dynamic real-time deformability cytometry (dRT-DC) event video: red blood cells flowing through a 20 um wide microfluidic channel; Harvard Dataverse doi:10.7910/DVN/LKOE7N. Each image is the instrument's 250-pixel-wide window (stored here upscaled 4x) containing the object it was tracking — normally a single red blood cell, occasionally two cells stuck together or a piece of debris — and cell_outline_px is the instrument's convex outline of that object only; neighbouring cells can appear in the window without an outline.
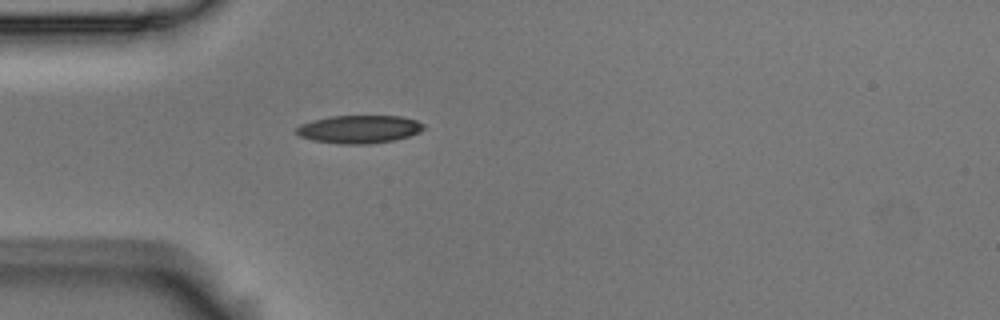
{"species": "Egyptian fruit bat (a non-hibernating species)", "species_latin": "Rousettus aegyptiacus", "temperature_condition": "room temperature", "stored_images_in_passage": 41, "camera_frame_rate_fps": 3000, "um_per_image_px": 0.085, "animal": {"sex": "male"}, "frame": {"image": 1, "passage_image": 1, "time_ms": 0.0, "image_size_px": [1000, 320], "cell_outline_px": [[424, 128], [420, 132], [408, 136], [392, 140], [368, 144], [344, 144], [312, 140], [300, 136], [296, 132], [296, 128], [300, 124], [312, 120], [332, 116], [400, 116], [416, 120], [424, 124]], "centroid_in_image_um": [30.52, 10.98], "position_along_channel_um": 54.5, "area_um2": 20.63}}
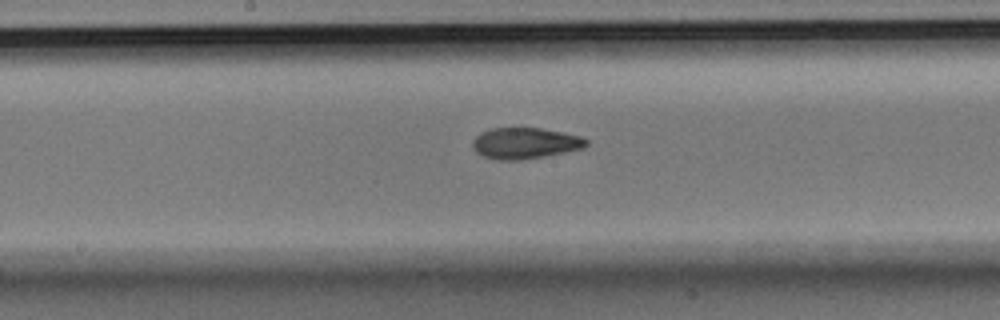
{"frame": {"image": 2, "passage_image": 14, "time_ms": 4.333, "image_size_px": [1000, 320], "cell_outline_px": [[588, 144], [584, 148], [544, 156], [516, 160], [496, 160], [484, 156], [476, 152], [472, 148], [472, 140], [480, 132], [492, 128], [540, 128], [564, 132], [580, 136], [588, 140]], "centroid_in_image_um": [44.61, 12.16], "position_along_channel_um": 203.6, "area_um2": 20.63}}
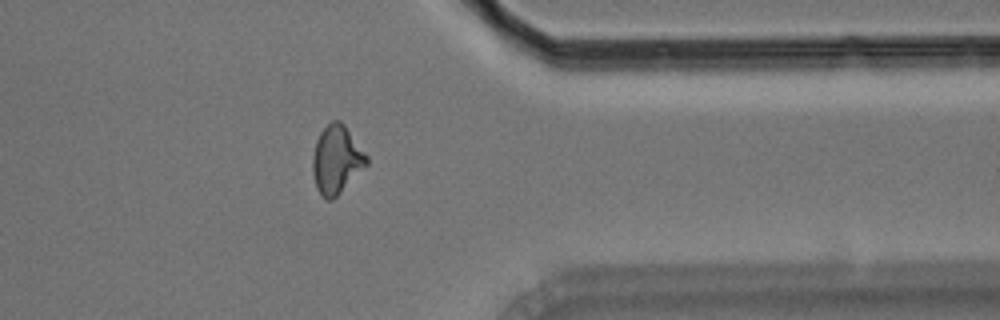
{"frame": {"image": 3, "passage_image": 30, "time_ms": 9.667, "image_size_px": [1000, 320], "cell_outline_px": [[368, 164], [332, 200], [328, 200], [320, 196], [316, 188], [312, 172], [312, 156], [316, 140], [320, 132], [332, 120], [340, 120], [344, 124], [368, 156]], "centroid_in_image_um": [28.58, 13.57], "position_along_channel_um": 382.8, "area_um2": 21.44}, "authors_computed_cell_mechanics": {"area_um2": 20.519, "velocity_mm_per_s": 3.557, "shape_relaxation_time_tau1_ms": 5.7364, "shape_relaxation_time_tau2_ms": 2.8891, "deformation_change_tau1": 0.1621, "deformation_change_tau2": 0.098}}